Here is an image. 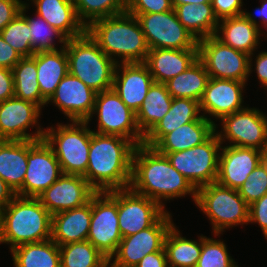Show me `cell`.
<instances>
[{"label":"cell","instance_id":"6da1fadb","mask_svg":"<svg viewBox=\"0 0 267 267\" xmlns=\"http://www.w3.org/2000/svg\"><path fill=\"white\" fill-rule=\"evenodd\" d=\"M129 188L155 200L164 209V200L189 194L194 203L196 201L197 189L192 183L170 164L165 155L144 144L135 148Z\"/></svg>","mask_w":267,"mask_h":267},{"label":"cell","instance_id":"7a4b0ae2","mask_svg":"<svg viewBox=\"0 0 267 267\" xmlns=\"http://www.w3.org/2000/svg\"><path fill=\"white\" fill-rule=\"evenodd\" d=\"M136 146L124 137L102 135L92 130L84 178L96 192L129 188Z\"/></svg>","mask_w":267,"mask_h":267},{"label":"cell","instance_id":"3957f363","mask_svg":"<svg viewBox=\"0 0 267 267\" xmlns=\"http://www.w3.org/2000/svg\"><path fill=\"white\" fill-rule=\"evenodd\" d=\"M86 32L117 64L144 63L150 50L137 18L127 11L93 21Z\"/></svg>","mask_w":267,"mask_h":267},{"label":"cell","instance_id":"277c9868","mask_svg":"<svg viewBox=\"0 0 267 267\" xmlns=\"http://www.w3.org/2000/svg\"><path fill=\"white\" fill-rule=\"evenodd\" d=\"M52 215L38 198L16 195L0 211L1 243L10 250L25 243L51 239Z\"/></svg>","mask_w":267,"mask_h":267},{"label":"cell","instance_id":"5b68a950","mask_svg":"<svg viewBox=\"0 0 267 267\" xmlns=\"http://www.w3.org/2000/svg\"><path fill=\"white\" fill-rule=\"evenodd\" d=\"M69 73L96 93L112 89L117 63L86 32L65 45Z\"/></svg>","mask_w":267,"mask_h":267},{"label":"cell","instance_id":"8992f818","mask_svg":"<svg viewBox=\"0 0 267 267\" xmlns=\"http://www.w3.org/2000/svg\"><path fill=\"white\" fill-rule=\"evenodd\" d=\"M46 128L44 140L53 149L63 174L85 176L92 130L87 121H71Z\"/></svg>","mask_w":267,"mask_h":267},{"label":"cell","instance_id":"52a82bcc","mask_svg":"<svg viewBox=\"0 0 267 267\" xmlns=\"http://www.w3.org/2000/svg\"><path fill=\"white\" fill-rule=\"evenodd\" d=\"M195 204L211 221L215 237L224 229L248 224L249 205L237 189L217 182L201 186L197 188Z\"/></svg>","mask_w":267,"mask_h":267},{"label":"cell","instance_id":"ba28073f","mask_svg":"<svg viewBox=\"0 0 267 267\" xmlns=\"http://www.w3.org/2000/svg\"><path fill=\"white\" fill-rule=\"evenodd\" d=\"M221 142L214 133L203 144L165 155L170 164L197 189L216 182Z\"/></svg>","mask_w":267,"mask_h":267},{"label":"cell","instance_id":"9c48e42d","mask_svg":"<svg viewBox=\"0 0 267 267\" xmlns=\"http://www.w3.org/2000/svg\"><path fill=\"white\" fill-rule=\"evenodd\" d=\"M118 223V190L91 197V223L87 240L108 259L122 239Z\"/></svg>","mask_w":267,"mask_h":267},{"label":"cell","instance_id":"30bf717a","mask_svg":"<svg viewBox=\"0 0 267 267\" xmlns=\"http://www.w3.org/2000/svg\"><path fill=\"white\" fill-rule=\"evenodd\" d=\"M198 59L210 78L247 82L250 55L223 44L215 36L198 41Z\"/></svg>","mask_w":267,"mask_h":267},{"label":"cell","instance_id":"8fae6325","mask_svg":"<svg viewBox=\"0 0 267 267\" xmlns=\"http://www.w3.org/2000/svg\"><path fill=\"white\" fill-rule=\"evenodd\" d=\"M93 114L98 116L95 133L121 136L136 145L143 143L144 136L138 128L136 113L125 105L113 89L96 94Z\"/></svg>","mask_w":267,"mask_h":267},{"label":"cell","instance_id":"7c38bea8","mask_svg":"<svg viewBox=\"0 0 267 267\" xmlns=\"http://www.w3.org/2000/svg\"><path fill=\"white\" fill-rule=\"evenodd\" d=\"M172 221L171 214L166 211L151 227L123 237L109 259V266L135 267L147 254L163 250L167 233L174 225Z\"/></svg>","mask_w":267,"mask_h":267},{"label":"cell","instance_id":"4fadbf2b","mask_svg":"<svg viewBox=\"0 0 267 267\" xmlns=\"http://www.w3.org/2000/svg\"><path fill=\"white\" fill-rule=\"evenodd\" d=\"M222 131L215 130L221 144L255 148L263 151L267 146V115L257 108L244 109L223 117Z\"/></svg>","mask_w":267,"mask_h":267},{"label":"cell","instance_id":"5bb4252c","mask_svg":"<svg viewBox=\"0 0 267 267\" xmlns=\"http://www.w3.org/2000/svg\"><path fill=\"white\" fill-rule=\"evenodd\" d=\"M62 174L53 149L44 139L27 140V170L23 187L16 195L38 198Z\"/></svg>","mask_w":267,"mask_h":267},{"label":"cell","instance_id":"9a60e30c","mask_svg":"<svg viewBox=\"0 0 267 267\" xmlns=\"http://www.w3.org/2000/svg\"><path fill=\"white\" fill-rule=\"evenodd\" d=\"M150 49L198 48V41L179 22L173 10L161 13L134 15Z\"/></svg>","mask_w":267,"mask_h":267},{"label":"cell","instance_id":"2e32d148","mask_svg":"<svg viewBox=\"0 0 267 267\" xmlns=\"http://www.w3.org/2000/svg\"><path fill=\"white\" fill-rule=\"evenodd\" d=\"M41 110L36 104L15 96L0 102V140H42L45 129L38 123ZM34 125L37 131L28 133Z\"/></svg>","mask_w":267,"mask_h":267},{"label":"cell","instance_id":"e0dca14e","mask_svg":"<svg viewBox=\"0 0 267 267\" xmlns=\"http://www.w3.org/2000/svg\"><path fill=\"white\" fill-rule=\"evenodd\" d=\"M167 210L130 188L118 190V223L122 237L151 227Z\"/></svg>","mask_w":267,"mask_h":267},{"label":"cell","instance_id":"ac0fdd59","mask_svg":"<svg viewBox=\"0 0 267 267\" xmlns=\"http://www.w3.org/2000/svg\"><path fill=\"white\" fill-rule=\"evenodd\" d=\"M95 193L83 176L62 174L38 199L54 215L85 205Z\"/></svg>","mask_w":267,"mask_h":267},{"label":"cell","instance_id":"d6986e66","mask_svg":"<svg viewBox=\"0 0 267 267\" xmlns=\"http://www.w3.org/2000/svg\"><path fill=\"white\" fill-rule=\"evenodd\" d=\"M246 82L209 78L206 89L199 101L200 110L203 116L209 121L213 122L216 127L217 124L214 119L221 120L223 117L244 109L243 106V90ZM205 114V115H204Z\"/></svg>","mask_w":267,"mask_h":267},{"label":"cell","instance_id":"ffe728a7","mask_svg":"<svg viewBox=\"0 0 267 267\" xmlns=\"http://www.w3.org/2000/svg\"><path fill=\"white\" fill-rule=\"evenodd\" d=\"M96 92L80 79L68 74L58 84L55 93L47 101L54 103L71 121H91Z\"/></svg>","mask_w":267,"mask_h":267},{"label":"cell","instance_id":"44dd1931","mask_svg":"<svg viewBox=\"0 0 267 267\" xmlns=\"http://www.w3.org/2000/svg\"><path fill=\"white\" fill-rule=\"evenodd\" d=\"M263 161V151L239 146H221L216 182L238 189L256 166Z\"/></svg>","mask_w":267,"mask_h":267},{"label":"cell","instance_id":"7402d4cb","mask_svg":"<svg viewBox=\"0 0 267 267\" xmlns=\"http://www.w3.org/2000/svg\"><path fill=\"white\" fill-rule=\"evenodd\" d=\"M154 80L144 63H118L112 89L125 105L137 113Z\"/></svg>","mask_w":267,"mask_h":267},{"label":"cell","instance_id":"603a6c76","mask_svg":"<svg viewBox=\"0 0 267 267\" xmlns=\"http://www.w3.org/2000/svg\"><path fill=\"white\" fill-rule=\"evenodd\" d=\"M197 59L198 48H155L149 50L144 64L148 67L154 82L165 84L187 70Z\"/></svg>","mask_w":267,"mask_h":267},{"label":"cell","instance_id":"cb8c5ba5","mask_svg":"<svg viewBox=\"0 0 267 267\" xmlns=\"http://www.w3.org/2000/svg\"><path fill=\"white\" fill-rule=\"evenodd\" d=\"M261 30L244 15L219 20L215 37L223 44L250 55V74L252 73L253 52L260 44Z\"/></svg>","mask_w":267,"mask_h":267},{"label":"cell","instance_id":"d4e9b609","mask_svg":"<svg viewBox=\"0 0 267 267\" xmlns=\"http://www.w3.org/2000/svg\"><path fill=\"white\" fill-rule=\"evenodd\" d=\"M91 223V199L85 205L52 215L51 239L59 246L87 240Z\"/></svg>","mask_w":267,"mask_h":267},{"label":"cell","instance_id":"484cf974","mask_svg":"<svg viewBox=\"0 0 267 267\" xmlns=\"http://www.w3.org/2000/svg\"><path fill=\"white\" fill-rule=\"evenodd\" d=\"M33 4L36 6V14L68 39L86 33V27L78 18L73 0H36Z\"/></svg>","mask_w":267,"mask_h":267},{"label":"cell","instance_id":"4316f807","mask_svg":"<svg viewBox=\"0 0 267 267\" xmlns=\"http://www.w3.org/2000/svg\"><path fill=\"white\" fill-rule=\"evenodd\" d=\"M216 125L203 117L165 134L153 148L159 153H174L203 144L216 130Z\"/></svg>","mask_w":267,"mask_h":267},{"label":"cell","instance_id":"83f0119b","mask_svg":"<svg viewBox=\"0 0 267 267\" xmlns=\"http://www.w3.org/2000/svg\"><path fill=\"white\" fill-rule=\"evenodd\" d=\"M200 104L190 98H173L170 110L164 117L144 136L143 143L153 147L165 134L178 127L202 119Z\"/></svg>","mask_w":267,"mask_h":267},{"label":"cell","instance_id":"f1b7e54d","mask_svg":"<svg viewBox=\"0 0 267 267\" xmlns=\"http://www.w3.org/2000/svg\"><path fill=\"white\" fill-rule=\"evenodd\" d=\"M27 170V140H0V178L15 193L22 187Z\"/></svg>","mask_w":267,"mask_h":267},{"label":"cell","instance_id":"f546056e","mask_svg":"<svg viewBox=\"0 0 267 267\" xmlns=\"http://www.w3.org/2000/svg\"><path fill=\"white\" fill-rule=\"evenodd\" d=\"M36 64L41 96L48 101L69 72L65 47L57 51L36 53Z\"/></svg>","mask_w":267,"mask_h":267},{"label":"cell","instance_id":"4dcf8cb0","mask_svg":"<svg viewBox=\"0 0 267 267\" xmlns=\"http://www.w3.org/2000/svg\"><path fill=\"white\" fill-rule=\"evenodd\" d=\"M179 22L197 40L214 36L219 23L211 3L173 6Z\"/></svg>","mask_w":267,"mask_h":267},{"label":"cell","instance_id":"1f68e13d","mask_svg":"<svg viewBox=\"0 0 267 267\" xmlns=\"http://www.w3.org/2000/svg\"><path fill=\"white\" fill-rule=\"evenodd\" d=\"M172 96L163 83L153 82L136 113L140 132L145 136L170 110Z\"/></svg>","mask_w":267,"mask_h":267},{"label":"cell","instance_id":"d6a6232c","mask_svg":"<svg viewBox=\"0 0 267 267\" xmlns=\"http://www.w3.org/2000/svg\"><path fill=\"white\" fill-rule=\"evenodd\" d=\"M10 252L14 267H61L59 245L52 239L21 244Z\"/></svg>","mask_w":267,"mask_h":267},{"label":"cell","instance_id":"836d02e7","mask_svg":"<svg viewBox=\"0 0 267 267\" xmlns=\"http://www.w3.org/2000/svg\"><path fill=\"white\" fill-rule=\"evenodd\" d=\"M209 74L197 59L187 70L165 83L172 98H190L200 101L206 89Z\"/></svg>","mask_w":267,"mask_h":267},{"label":"cell","instance_id":"e575fe53","mask_svg":"<svg viewBox=\"0 0 267 267\" xmlns=\"http://www.w3.org/2000/svg\"><path fill=\"white\" fill-rule=\"evenodd\" d=\"M169 267H196L202 249V235L199 242L183 237L173 225L164 241Z\"/></svg>","mask_w":267,"mask_h":267},{"label":"cell","instance_id":"d590c367","mask_svg":"<svg viewBox=\"0 0 267 267\" xmlns=\"http://www.w3.org/2000/svg\"><path fill=\"white\" fill-rule=\"evenodd\" d=\"M14 78V96L29 101L41 109L47 101L41 96L37 81L36 53L32 57H23L12 69Z\"/></svg>","mask_w":267,"mask_h":267},{"label":"cell","instance_id":"8d00e7d4","mask_svg":"<svg viewBox=\"0 0 267 267\" xmlns=\"http://www.w3.org/2000/svg\"><path fill=\"white\" fill-rule=\"evenodd\" d=\"M61 267H108L109 259L88 240L59 246Z\"/></svg>","mask_w":267,"mask_h":267},{"label":"cell","instance_id":"74e56055","mask_svg":"<svg viewBox=\"0 0 267 267\" xmlns=\"http://www.w3.org/2000/svg\"><path fill=\"white\" fill-rule=\"evenodd\" d=\"M26 9L29 7L21 8V14L27 19L29 29L31 31V45L35 53L38 52H48V51H57L55 46L54 39H57L62 45L61 48H64L68 38L60 32L57 28L52 27L47 21L42 17L35 14L34 18L26 15Z\"/></svg>","mask_w":267,"mask_h":267},{"label":"cell","instance_id":"f35d334b","mask_svg":"<svg viewBox=\"0 0 267 267\" xmlns=\"http://www.w3.org/2000/svg\"><path fill=\"white\" fill-rule=\"evenodd\" d=\"M80 21L87 28L93 21L126 12L127 0H73Z\"/></svg>","mask_w":267,"mask_h":267},{"label":"cell","instance_id":"ab89813d","mask_svg":"<svg viewBox=\"0 0 267 267\" xmlns=\"http://www.w3.org/2000/svg\"><path fill=\"white\" fill-rule=\"evenodd\" d=\"M0 35L22 58L35 54L31 45L28 21L21 13L0 32Z\"/></svg>","mask_w":267,"mask_h":267},{"label":"cell","instance_id":"60d3db41","mask_svg":"<svg viewBox=\"0 0 267 267\" xmlns=\"http://www.w3.org/2000/svg\"><path fill=\"white\" fill-rule=\"evenodd\" d=\"M196 267H238L224 241L202 235V249Z\"/></svg>","mask_w":267,"mask_h":267},{"label":"cell","instance_id":"b9f144b4","mask_svg":"<svg viewBox=\"0 0 267 267\" xmlns=\"http://www.w3.org/2000/svg\"><path fill=\"white\" fill-rule=\"evenodd\" d=\"M237 190L248 205L265 195L267 193V165L261 161Z\"/></svg>","mask_w":267,"mask_h":267},{"label":"cell","instance_id":"7bdbcfd3","mask_svg":"<svg viewBox=\"0 0 267 267\" xmlns=\"http://www.w3.org/2000/svg\"><path fill=\"white\" fill-rule=\"evenodd\" d=\"M173 10L171 0H127L126 11L132 15L161 13Z\"/></svg>","mask_w":267,"mask_h":267},{"label":"cell","instance_id":"ee69618b","mask_svg":"<svg viewBox=\"0 0 267 267\" xmlns=\"http://www.w3.org/2000/svg\"><path fill=\"white\" fill-rule=\"evenodd\" d=\"M243 0H211L214 13L218 20L243 15Z\"/></svg>","mask_w":267,"mask_h":267},{"label":"cell","instance_id":"f6af8a7d","mask_svg":"<svg viewBox=\"0 0 267 267\" xmlns=\"http://www.w3.org/2000/svg\"><path fill=\"white\" fill-rule=\"evenodd\" d=\"M248 223H258L267 239V193L249 205Z\"/></svg>","mask_w":267,"mask_h":267},{"label":"cell","instance_id":"bcb514c9","mask_svg":"<svg viewBox=\"0 0 267 267\" xmlns=\"http://www.w3.org/2000/svg\"><path fill=\"white\" fill-rule=\"evenodd\" d=\"M17 0H0V32L21 12Z\"/></svg>","mask_w":267,"mask_h":267},{"label":"cell","instance_id":"7dc6e473","mask_svg":"<svg viewBox=\"0 0 267 267\" xmlns=\"http://www.w3.org/2000/svg\"><path fill=\"white\" fill-rule=\"evenodd\" d=\"M22 57L0 35V67L12 70Z\"/></svg>","mask_w":267,"mask_h":267},{"label":"cell","instance_id":"c3c4849f","mask_svg":"<svg viewBox=\"0 0 267 267\" xmlns=\"http://www.w3.org/2000/svg\"><path fill=\"white\" fill-rule=\"evenodd\" d=\"M14 97V78L12 70L0 67V102Z\"/></svg>","mask_w":267,"mask_h":267},{"label":"cell","instance_id":"681fc988","mask_svg":"<svg viewBox=\"0 0 267 267\" xmlns=\"http://www.w3.org/2000/svg\"><path fill=\"white\" fill-rule=\"evenodd\" d=\"M135 267H169L165 249L147 254Z\"/></svg>","mask_w":267,"mask_h":267},{"label":"cell","instance_id":"f907efd6","mask_svg":"<svg viewBox=\"0 0 267 267\" xmlns=\"http://www.w3.org/2000/svg\"><path fill=\"white\" fill-rule=\"evenodd\" d=\"M255 71L259 79V83L267 90V51H260L255 59Z\"/></svg>","mask_w":267,"mask_h":267},{"label":"cell","instance_id":"816d5d0a","mask_svg":"<svg viewBox=\"0 0 267 267\" xmlns=\"http://www.w3.org/2000/svg\"><path fill=\"white\" fill-rule=\"evenodd\" d=\"M261 2L260 4V7L256 8L255 10V15L256 17L258 16V18L261 19V21H257L256 20V17L254 16V14L252 13H249V12H246L244 11L243 12V15L252 23H254L255 25H257L259 27V29H261V26L260 24L263 25L264 28H266L265 30L267 31V0H261L259 1ZM259 22H261L260 24H258ZM267 35V33H266ZM267 37V36H265Z\"/></svg>","mask_w":267,"mask_h":267},{"label":"cell","instance_id":"f5cc1de1","mask_svg":"<svg viewBox=\"0 0 267 267\" xmlns=\"http://www.w3.org/2000/svg\"><path fill=\"white\" fill-rule=\"evenodd\" d=\"M16 196L13 189L0 178V211L3 210Z\"/></svg>","mask_w":267,"mask_h":267},{"label":"cell","instance_id":"db71d44e","mask_svg":"<svg viewBox=\"0 0 267 267\" xmlns=\"http://www.w3.org/2000/svg\"><path fill=\"white\" fill-rule=\"evenodd\" d=\"M173 6H178L181 4H200V3H211V0H171Z\"/></svg>","mask_w":267,"mask_h":267},{"label":"cell","instance_id":"11a10c76","mask_svg":"<svg viewBox=\"0 0 267 267\" xmlns=\"http://www.w3.org/2000/svg\"><path fill=\"white\" fill-rule=\"evenodd\" d=\"M18 2H19V4L21 5V7L23 8V7H29L28 5V3L27 2H25V1H22V0H17ZM27 1H29V0H27ZM30 1H32V2H35L36 0H30ZM25 2V3H24Z\"/></svg>","mask_w":267,"mask_h":267},{"label":"cell","instance_id":"9f6ffc18","mask_svg":"<svg viewBox=\"0 0 267 267\" xmlns=\"http://www.w3.org/2000/svg\"><path fill=\"white\" fill-rule=\"evenodd\" d=\"M263 162L267 165V146L263 150Z\"/></svg>","mask_w":267,"mask_h":267},{"label":"cell","instance_id":"6f0895ef","mask_svg":"<svg viewBox=\"0 0 267 267\" xmlns=\"http://www.w3.org/2000/svg\"><path fill=\"white\" fill-rule=\"evenodd\" d=\"M0 244H1V228H0Z\"/></svg>","mask_w":267,"mask_h":267}]
</instances>
